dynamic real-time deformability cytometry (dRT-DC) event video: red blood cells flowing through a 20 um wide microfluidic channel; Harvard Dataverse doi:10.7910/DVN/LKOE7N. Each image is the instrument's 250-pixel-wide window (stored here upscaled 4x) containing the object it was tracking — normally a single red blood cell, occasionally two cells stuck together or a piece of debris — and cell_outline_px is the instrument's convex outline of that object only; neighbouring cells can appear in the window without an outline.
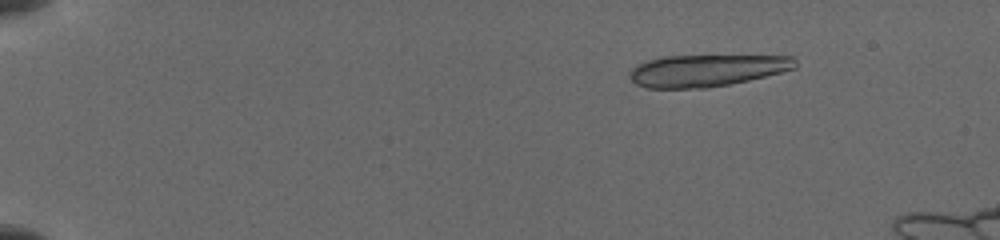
{"species": "common noctule bat (a hibernating species)", "species_latin": "Nyctalus noctula", "temperature_condition": "cold", "stored_images_in_passage": 10, "camera_frame_rate_fps": 3000, "um_per_image_px": 0.085, "animal": {"sex": "female", "body_mass_g": 19.5, "forearm_length_mm": 54.1}, "frame": {"image": 1, "passage_image": 1, "time_ms": 0.0, "image_size_px": [1000, 240], "cell_outline_px": [[796, 68], [748, 80], [728, 84], [704, 88], [648, 88], [636, 84], [628, 76], [628, 72], [632, 68], [648, 60], [660, 56], [792, 56], [796, 60]], "centroid_in_image_um": [60.03, 5.99], "position_along_channel_um": 25.0, "area_um2": 30.58}}